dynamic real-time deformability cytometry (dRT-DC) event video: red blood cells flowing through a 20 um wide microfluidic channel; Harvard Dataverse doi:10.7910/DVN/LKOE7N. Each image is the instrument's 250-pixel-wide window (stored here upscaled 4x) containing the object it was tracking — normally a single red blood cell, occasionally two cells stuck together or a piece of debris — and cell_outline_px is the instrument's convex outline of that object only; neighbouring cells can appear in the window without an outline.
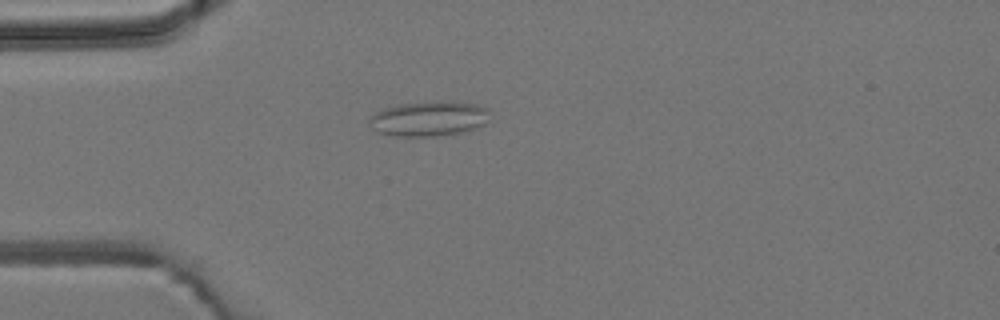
{"species": "common noctule bat (a hibernating species)", "species_latin": "Nyctalus noctula", "temperature_condition": "room temperature", "stored_images_in_passage": 4, "camera_frame_rate_fps": 3000, "um_per_image_px": 0.085, "animal": {"sex": "male", "body_mass_g": 19.2, "forearm_length_mm": 51.8}, "frame": {"image": 1, "passage_image": 4, "time_ms": 4.333, "image_size_px": [1000, 320], "cell_outline_px": [[488, 120], [484, 124], [468, 132], [436, 136], [396, 136], [380, 132], [372, 128], [368, 124], [368, 120], [376, 112], [384, 108], [400, 104], [436, 100], [448, 100], [476, 104], [488, 108]], "centroid_in_image_um": [36.49, 10.07], "position_along_channel_um": 48.5, "area_um2": 24.91}}